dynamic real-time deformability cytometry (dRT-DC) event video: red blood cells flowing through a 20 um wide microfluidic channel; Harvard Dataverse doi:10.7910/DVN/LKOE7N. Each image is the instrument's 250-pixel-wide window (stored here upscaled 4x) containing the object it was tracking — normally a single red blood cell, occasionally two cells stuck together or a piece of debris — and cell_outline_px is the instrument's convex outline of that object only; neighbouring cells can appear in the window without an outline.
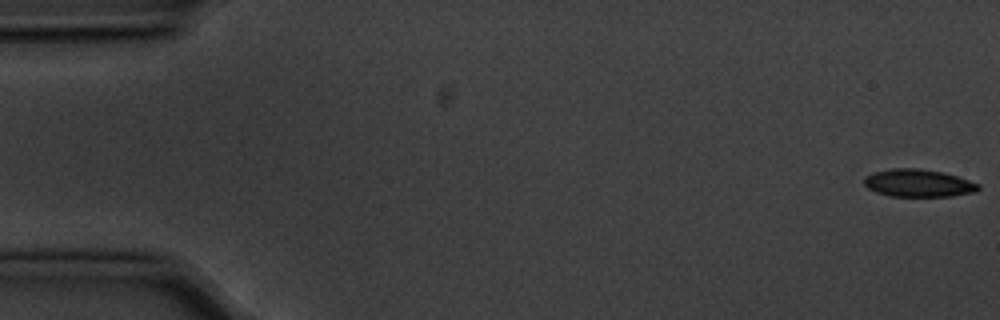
{"species": "common noctule bat (a hibernating species)", "species_latin": "Nyctalus noctula", "temperature_condition": "cold", "stored_images_in_passage": 13, "camera_frame_rate_fps": 3000, "um_per_image_px": 0.085, "animal": {"sex": "male", "body_mass_g": 20.1, "forearm_length_mm": 53.5}, "frame": {"image": 1, "passage_image": 1, "time_ms": 0.0, "image_size_px": [1000, 320], "cell_outline_px": [[980, 188], [976, 192], [952, 196], [888, 196], [876, 192], [868, 188], [864, 184], [864, 176], [872, 172], [892, 168], [916, 168], [944, 172], [980, 184]], "centroid_in_image_um": [78.04, 15.56], "position_along_channel_um": 7.0, "area_um2": 18.5}}
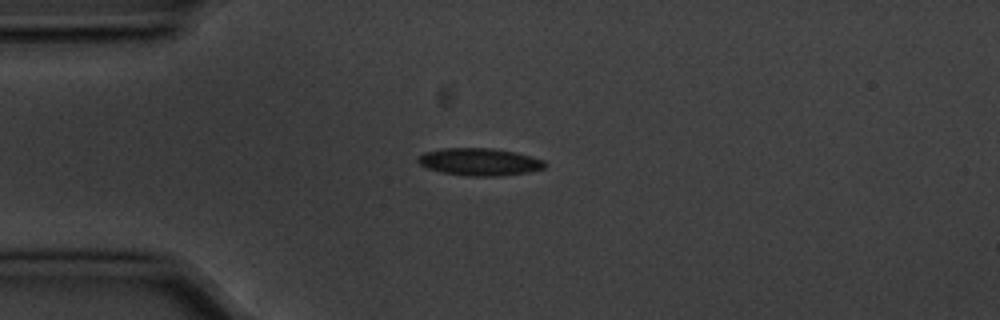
{"frame": {"image": 2, "passage_image": 4, "time_ms": 1.0, "image_size_px": [1000, 320], "cell_outline_px": [[548, 164], [544, 168], [528, 172], [500, 176], [468, 176], [440, 172], [428, 168], [420, 164], [416, 160], [416, 156], [424, 152], [444, 148], [492, 148], [516, 152], [544, 160]], "centroid_in_image_um": [40.75, 13.75], "position_along_channel_um": 44.3, "area_um2": 20.4}}
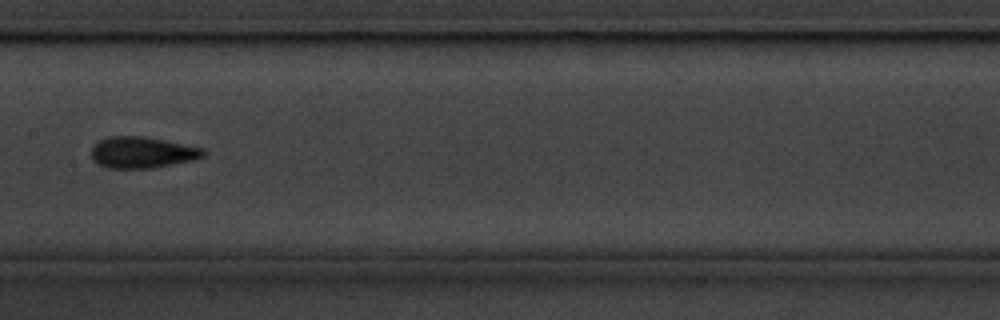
{"frame": {"image": 3, "passage_image": 8, "time_ms": 2.333, "image_size_px": [1000, 320], "cell_outline_px": [[204, 156], [196, 160], [152, 168], [108, 168], [92, 160], [92, 144], [108, 136], [144, 136], [204, 148]], "centroid_in_image_um": [12.09, 12.95], "position_along_channel_um": 195.3, "area_um2": 20.52}}